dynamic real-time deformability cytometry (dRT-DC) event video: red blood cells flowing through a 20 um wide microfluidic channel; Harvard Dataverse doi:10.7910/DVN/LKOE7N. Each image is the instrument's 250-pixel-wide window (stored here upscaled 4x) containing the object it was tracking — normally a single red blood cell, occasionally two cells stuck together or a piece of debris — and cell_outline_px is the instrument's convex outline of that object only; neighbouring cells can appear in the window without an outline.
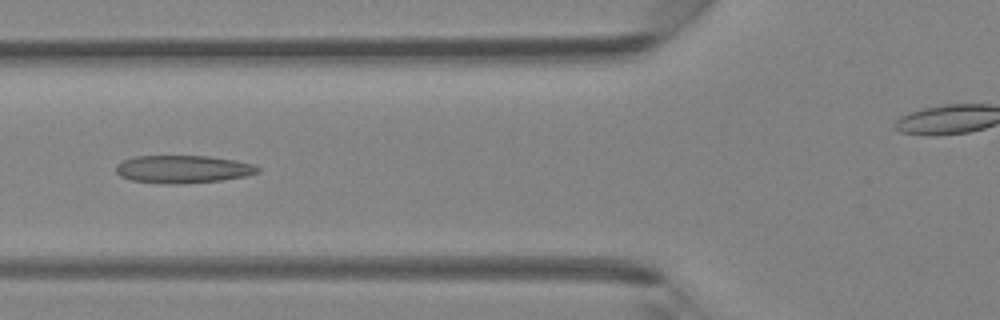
{"species": "Egyptian fruit bat (a non-hibernating species)", "species_latin": "Rousettus aegyptiacus", "temperature_condition": "room temperature", "stored_images_in_passage": 43, "camera_frame_rate_fps": 3000, "um_per_image_px": 0.085, "animal": {"sex": "female"}, "frame": {"image": 1, "passage_image": 16, "time_ms": 5.0, "image_size_px": [1000, 320], "cell_outline_px": [[260, 172], [244, 176], [220, 180], [172, 184], [132, 180], [120, 176], [116, 172], [116, 164], [132, 156], [208, 156], [236, 160], [252, 164], [260, 168]], "centroid_in_image_um": [15.53, 14.36], "position_along_channel_um": 110.3, "area_um2": 22.72}}
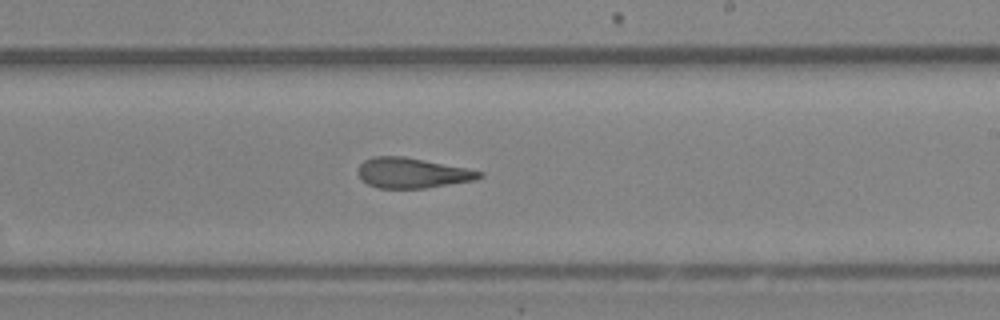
{"frame": {"image": 2, "passage_image": 25, "time_ms": 8.0, "image_size_px": [1000, 320], "cell_outline_px": [[484, 176], [476, 180], [424, 188], [376, 188], [368, 184], [360, 176], [360, 164], [364, 160], [372, 156], [404, 156], [484, 172]], "centroid_in_image_um": [35.06, 14.7], "position_along_channel_um": 253.9, "area_um2": 21.1}}
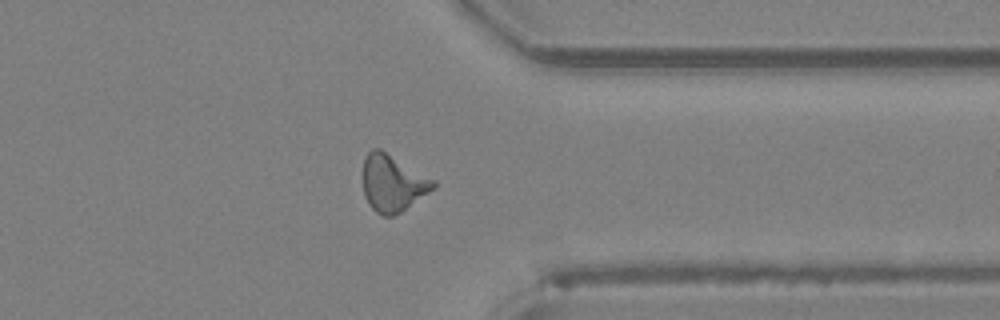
{"frame": {"image": 3, "passage_image": 33, "time_ms": 10.667, "image_size_px": [1000, 320], "cell_outline_px": [[436, 188], [400, 212], [392, 216], [384, 216], [376, 212], [368, 204], [364, 196], [364, 156], [372, 148], [380, 148], [436, 180]], "centroid_in_image_um": [33.39, 15.55], "position_along_channel_um": 378.0, "area_um2": 23.35}}